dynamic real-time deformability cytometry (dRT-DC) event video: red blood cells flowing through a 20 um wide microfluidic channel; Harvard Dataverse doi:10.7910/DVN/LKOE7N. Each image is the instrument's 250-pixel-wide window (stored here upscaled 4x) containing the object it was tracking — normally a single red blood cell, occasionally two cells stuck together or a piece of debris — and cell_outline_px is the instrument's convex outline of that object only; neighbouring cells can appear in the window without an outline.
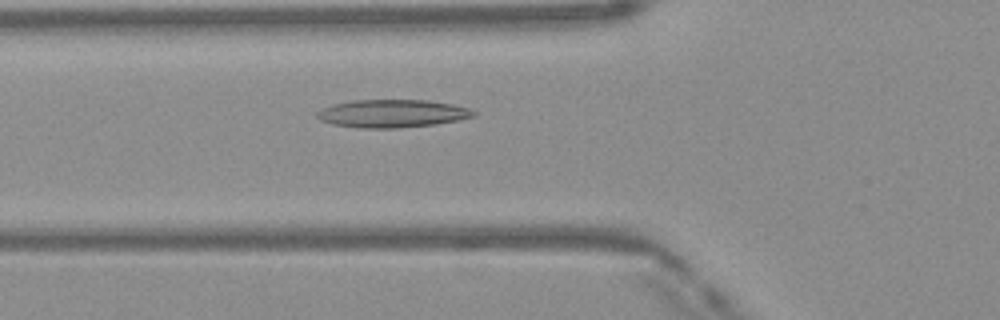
{"species": "Egyptian fruit bat (a non-hibernating species)", "species_latin": "Rousettus aegyptiacus", "temperature_condition": "warm", "stored_images_in_passage": 45, "camera_frame_rate_fps": 3000, "um_per_image_px": 0.085, "frame": {"image": 1, "passage_image": 14, "time_ms": 4.333, "image_size_px": [1000, 320], "cell_outline_px": [[476, 116], [436, 124], [400, 128], [360, 128], [332, 124], [320, 120], [316, 116], [316, 112], [320, 108], [332, 104], [352, 100], [428, 100], [452, 104], [468, 108], [476, 112]], "centroid_in_image_um": [33.3, 9.65], "position_along_channel_um": 92.5, "area_um2": 25.61}}
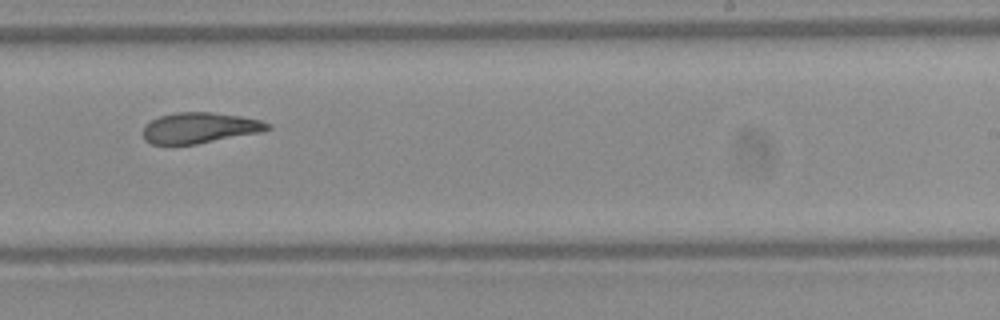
{"frame": {"image": 2, "passage_image": 27, "time_ms": 8.667, "image_size_px": [1000, 320], "cell_outline_px": [[272, 128], [260, 132], [196, 144], [152, 144], [144, 140], [144, 124], [160, 116], [176, 112], [212, 112], [240, 116], [260, 120], [272, 124]], "centroid_in_image_um": [16.98, 10.86], "position_along_channel_um": 272.0, "area_um2": 22.2}}
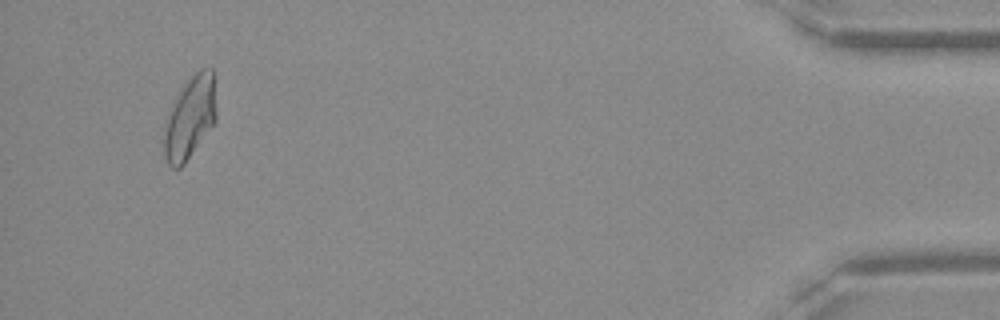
{"frame": {"image": 3, "passage_image": 43, "time_ms": 14.0, "image_size_px": [1000, 320], "cell_outline_px": [[216, 120], [184, 164], [180, 168], [172, 168], [168, 164], [164, 156], [164, 120], [172, 100], [192, 76], [200, 68], [212, 68], [216, 112]], "centroid_in_image_um": [16.1, 10.01], "position_along_channel_um": 419.1, "area_um2": 25.03}, "authors_computed_cell_mechanics": {"area_um2": 23.987, "velocity_mm_per_s": 4.1262, "shape_relaxation_time_tau1_ms": null, "shape_relaxation_time_tau2_ms": 3.6681, "deformation_change_tau1": null, "deformation_change_tau2": 0.122}}